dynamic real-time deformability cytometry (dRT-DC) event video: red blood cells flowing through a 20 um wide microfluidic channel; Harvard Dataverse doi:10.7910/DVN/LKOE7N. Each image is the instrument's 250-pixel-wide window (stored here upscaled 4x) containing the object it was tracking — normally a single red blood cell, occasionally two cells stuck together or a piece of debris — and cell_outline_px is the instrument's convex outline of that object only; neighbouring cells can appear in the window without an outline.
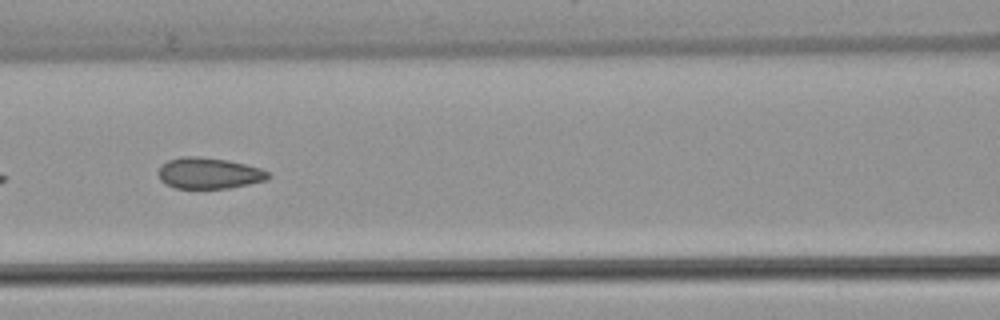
{"species": "common noctule bat (a hibernating species)", "species_latin": "Nyctalus noctula", "temperature_condition": "warm", "stored_images_in_passage": 8, "camera_frame_rate_fps": 3000, "um_per_image_px": 0.085, "animal": {"sex": "female", "body_mass_g": 22.7, "forearm_length_mm": 54.2}, "frame": {"image": 1, "passage_image": 6, "time_ms": 6.0, "image_size_px": [1000, 320], "cell_outline_px": [[272, 176], [268, 180], [228, 188], [176, 188], [164, 184], [160, 180], [156, 172], [160, 164], [168, 160], [180, 156], [196, 156], [228, 160], [260, 168], [268, 172]], "centroid_in_image_um": [17.71, 14.72], "position_along_channel_um": 148.9, "area_um2": 20.17}}
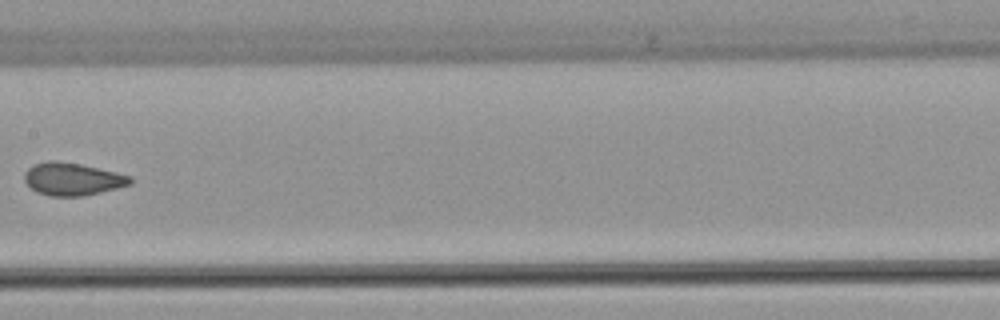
{"frame": {"image": 2, "passage_image": 7, "time_ms": 7.333, "image_size_px": [1000, 320], "cell_outline_px": [[132, 184], [84, 196], [48, 196], [36, 192], [24, 180], [24, 172], [32, 164], [48, 160], [56, 160], [80, 164], [116, 172], [132, 176]], "centroid_in_image_um": [6.13, 15.21], "position_along_channel_um": 201.3, "area_um2": 20.23}}